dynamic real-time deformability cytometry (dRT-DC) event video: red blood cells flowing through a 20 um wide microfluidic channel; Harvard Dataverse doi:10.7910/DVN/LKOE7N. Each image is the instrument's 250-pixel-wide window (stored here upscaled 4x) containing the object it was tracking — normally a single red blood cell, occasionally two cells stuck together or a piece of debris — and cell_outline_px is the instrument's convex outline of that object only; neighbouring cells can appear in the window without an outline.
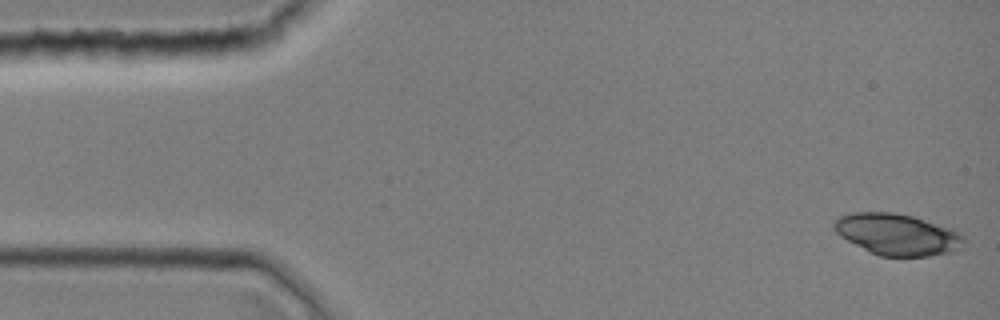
{"species": "common noctule bat (a hibernating species)", "species_latin": "Nyctalus noctula", "temperature_condition": "room temperature", "stored_images_in_passage": 43, "camera_frame_rate_fps": 3000, "um_per_image_px": 0.085, "animal": {"sex": "female", "body_mass_g": 19.0, "forearm_length_mm": 51.5}, "frame": {"image": 1, "passage_image": 1, "time_ms": 0.0, "image_size_px": [1000, 320], "cell_outline_px": [[964, 240], [956, 248], [948, 252], [928, 256], [880, 256], [840, 236], [832, 228], [832, 224], [840, 216], [848, 212], [896, 212], [912, 216], [952, 228], [960, 232], [964, 236]], "centroid_in_image_um": [76.23, 19.89], "position_along_channel_um": 8.8, "area_um2": 30.98}}
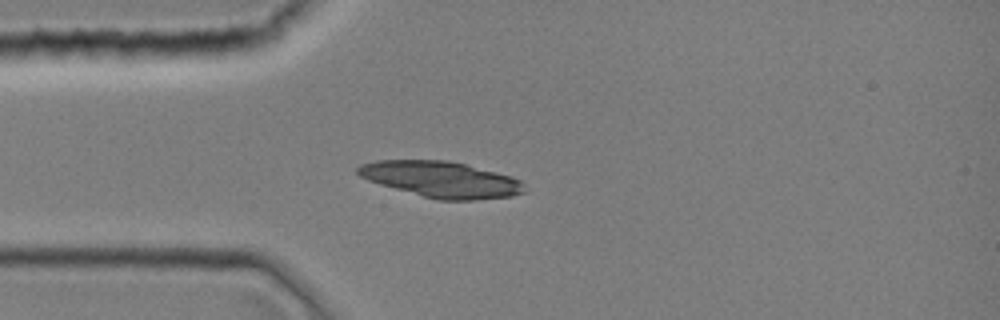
{"frame": {"image": 2, "passage_image": 11, "time_ms": 3.333, "image_size_px": [1000, 320], "cell_outline_px": [[524, 192], [512, 196], [472, 200], [440, 200], [424, 196], [380, 184], [368, 180], [360, 176], [356, 172], [356, 168], [360, 164], [376, 160], [448, 160], [512, 176], [520, 180], [524, 184]], "centroid_in_image_um": [37.49, 15.24], "position_along_channel_um": 47.5, "area_um2": 34.68}}